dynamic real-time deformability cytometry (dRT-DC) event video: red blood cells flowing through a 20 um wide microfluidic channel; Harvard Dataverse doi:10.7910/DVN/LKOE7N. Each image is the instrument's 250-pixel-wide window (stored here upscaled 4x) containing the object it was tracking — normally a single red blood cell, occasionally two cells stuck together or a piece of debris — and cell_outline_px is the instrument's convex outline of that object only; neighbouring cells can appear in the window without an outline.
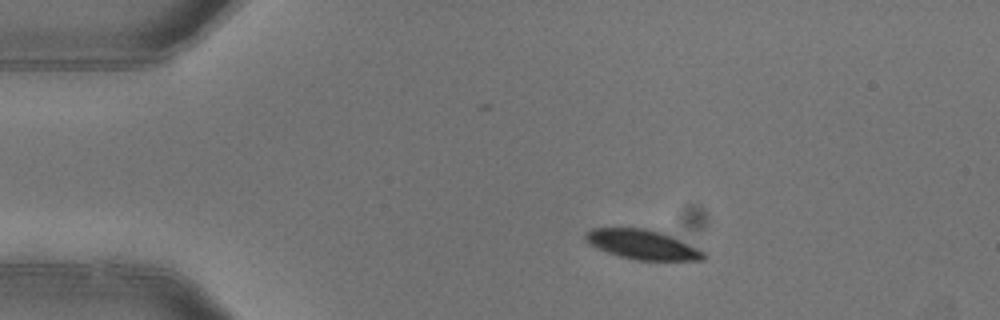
{"species": "common noctule bat (a hibernating species)", "species_latin": "Nyctalus noctula", "temperature_condition": "warm", "stored_images_in_passage": 2, "camera_frame_rate_fps": 3000, "um_per_image_px": 0.085, "animal": {"sex": "female"}, "frame": {"image": 1, "passage_image": 1, "time_ms": 0.0, "image_size_px": [1000, 320], "cell_outline_px": [[708, 256], [704, 260], [636, 260], [620, 256], [596, 248], [588, 244], [584, 240], [584, 232], [592, 228], [644, 228], [660, 232], [700, 248], [708, 252]], "centroid_in_image_um": [54.62, 20.79], "position_along_channel_um": 30.4, "area_um2": 20.58}}